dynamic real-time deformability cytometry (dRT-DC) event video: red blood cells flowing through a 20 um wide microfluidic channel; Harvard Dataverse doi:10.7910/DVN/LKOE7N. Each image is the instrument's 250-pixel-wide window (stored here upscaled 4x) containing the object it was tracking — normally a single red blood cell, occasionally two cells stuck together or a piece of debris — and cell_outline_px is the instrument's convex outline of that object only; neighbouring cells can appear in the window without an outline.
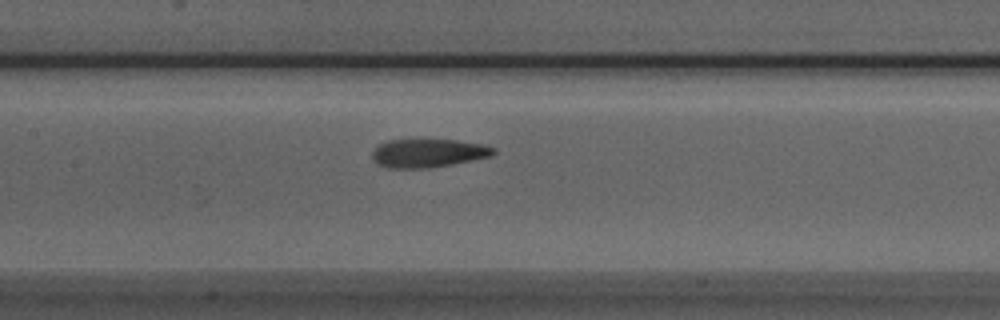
{"species": "Egyptian fruit bat (a non-hibernating species)", "species_latin": "Rousettus aegyptiacus", "temperature_condition": "room temperature", "stored_images_in_passage": 15, "camera_frame_rate_fps": 3000, "um_per_image_px": 0.085, "animal": {"sex": "male"}, "frame": {"image": 1, "passage_image": 10, "time_ms": 3.0, "image_size_px": [1000, 320], "cell_outline_px": [[496, 152], [492, 156], [452, 164], [428, 168], [388, 168], [376, 164], [372, 160], [372, 152], [380, 144], [388, 140], [416, 136], [456, 140], [484, 144], [496, 148]], "centroid_in_image_um": [36.37, 12.96], "position_along_channel_um": 171.0, "area_um2": 21.15}}
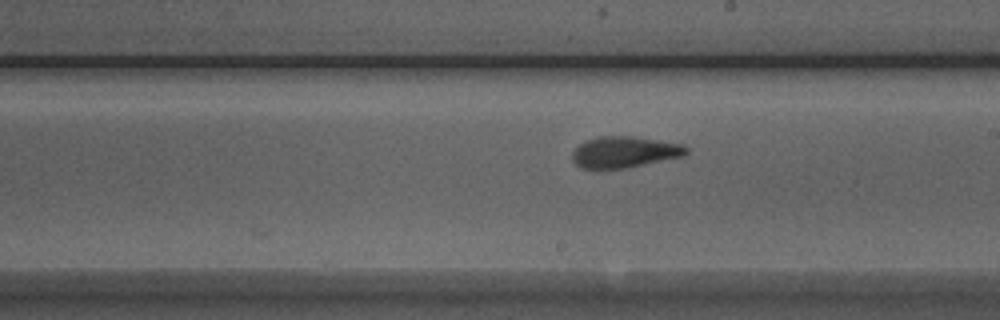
{"frame": {"image": 2, "passage_image": 15, "time_ms": 4.667, "image_size_px": [1000, 320], "cell_outline_px": [[688, 152], [684, 156], [628, 168], [580, 168], [572, 160], [572, 152], [584, 140], [600, 136], [632, 136], [684, 144], [688, 148]], "centroid_in_image_um": [53.1, 12.92], "position_along_channel_um": 235.9, "area_um2": 20.87}}